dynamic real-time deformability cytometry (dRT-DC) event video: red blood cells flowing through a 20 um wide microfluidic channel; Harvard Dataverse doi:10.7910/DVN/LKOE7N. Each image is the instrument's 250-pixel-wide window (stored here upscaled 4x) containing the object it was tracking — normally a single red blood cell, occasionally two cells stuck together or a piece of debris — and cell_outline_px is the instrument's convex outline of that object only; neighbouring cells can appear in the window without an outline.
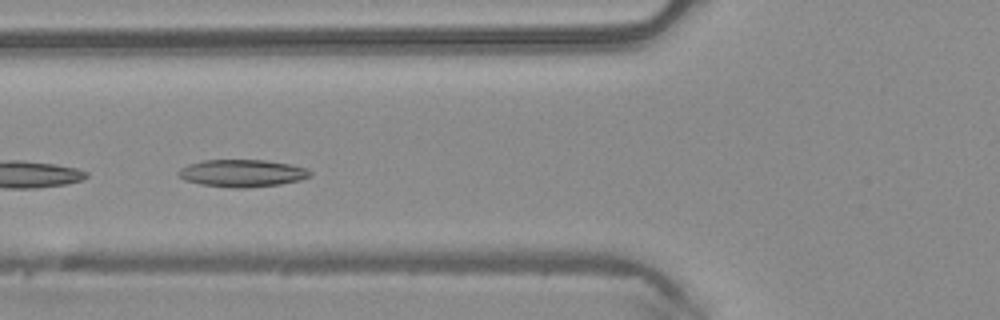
{"species": "common noctule bat (a hibernating species)", "species_latin": "Nyctalus noctula", "temperature_condition": "warm", "stored_images_in_passage": 6, "camera_frame_rate_fps": 3000, "um_per_image_px": 0.085, "animal": {"sex": "male", "body_mass_g": 20.4}, "frame": {"image": 1, "passage_image": 5, "time_ms": 1.333, "image_size_px": [1000, 320], "cell_outline_px": [[312, 176], [300, 180], [280, 184], [244, 188], [236, 188], [200, 184], [184, 180], [176, 172], [180, 168], [188, 164], [204, 160], [264, 160], [292, 164], [308, 168], [312, 172]], "centroid_in_image_um": [20.61, 14.71], "position_along_channel_um": 105.2, "area_um2": 21.1}}
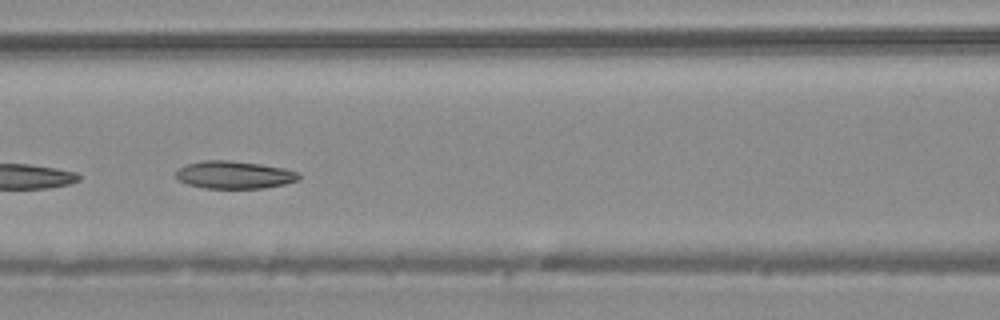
{"frame": {"image": 2, "passage_image": 6, "time_ms": 1.667, "image_size_px": [1000, 320], "cell_outline_px": [[300, 180], [284, 184], [264, 188], [204, 188], [188, 184], [180, 180], [176, 176], [176, 172], [180, 168], [188, 164], [204, 160], [228, 160], [260, 164], [284, 168], [300, 172]], "centroid_in_image_um": [19.97, 14.86], "position_along_channel_um": 146.6, "area_um2": 19.71}}